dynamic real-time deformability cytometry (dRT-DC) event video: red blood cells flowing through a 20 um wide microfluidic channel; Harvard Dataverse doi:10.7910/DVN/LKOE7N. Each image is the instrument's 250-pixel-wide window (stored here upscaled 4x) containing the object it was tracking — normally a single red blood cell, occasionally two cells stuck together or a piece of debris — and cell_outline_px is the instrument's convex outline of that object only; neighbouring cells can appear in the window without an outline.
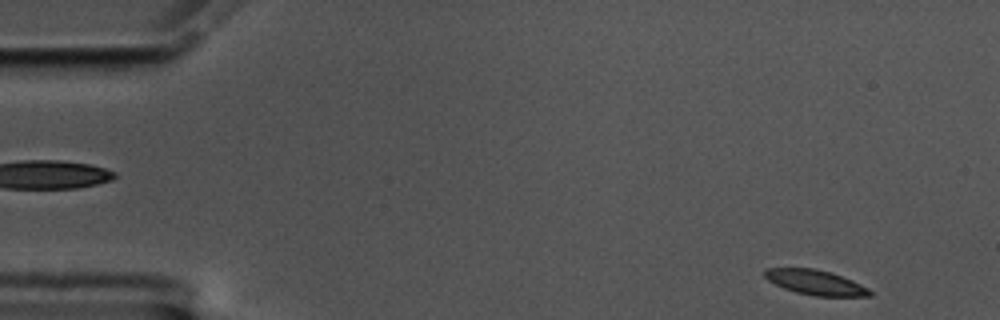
{"species": "common noctule bat (a hibernating species)", "species_latin": "Nyctalus noctula", "temperature_condition": "cold", "stored_images_in_passage": 56, "camera_frame_rate_fps": 3000, "um_per_image_px": 0.085, "animal": {"sex": "male", "body_mass_g": 17.5, "forearm_length_mm": 52.3}, "frame": {"image": 1, "passage_image": 2, "time_ms": 0.333, "image_size_px": [1000, 320], "cell_outline_px": [[872, 296], [816, 296], [796, 292], [784, 288], [768, 280], [764, 276], [764, 268], [812, 268], [832, 272], [852, 280], [868, 288], [872, 292]], "centroid_in_image_um": [69.32, 24.0], "position_along_channel_um": 15.7, "area_um2": 15.2}}
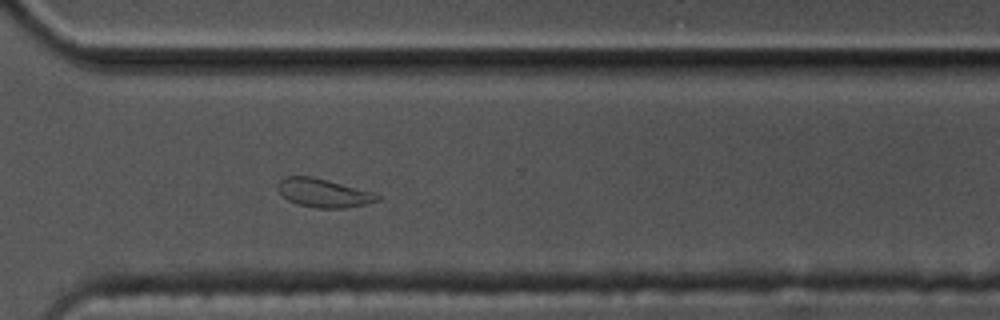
{"frame": {"image": 2, "passage_image": 40, "time_ms": 13.0, "image_size_px": [1000, 320], "cell_outline_px": [[380, 200], [368, 204], [344, 208], [316, 208], [296, 204], [288, 200], [280, 192], [280, 180], [284, 176], [312, 176], [376, 192], [380, 196]], "centroid_in_image_um": [27.57, 16.41], "position_along_channel_um": 343.0, "area_um2": 16.65}}
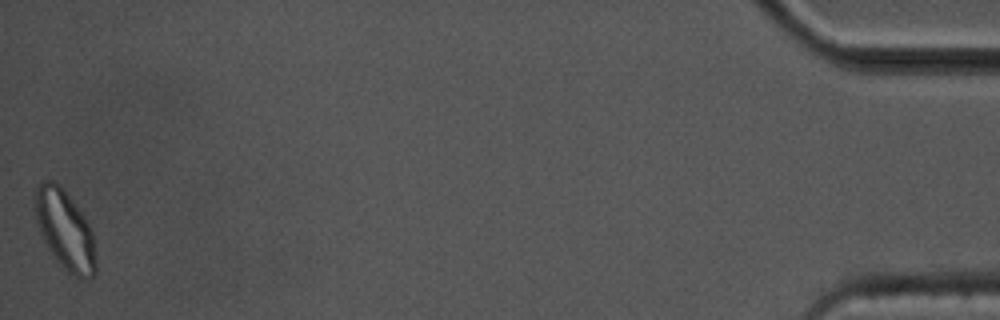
{"frame": {"image": 3, "passage_image": 56, "time_ms": 18.333, "image_size_px": [1000, 320], "cell_outline_px": [[96, 272], [92, 276], [80, 280], [68, 272], [52, 256], [40, 232], [36, 220], [36, 188], [40, 180], [52, 180], [72, 200], [88, 220], [92, 232], [96, 260]], "centroid_in_image_um": [5.54, 19.59], "position_along_channel_um": 429.7, "area_um2": 27.86}, "authors_computed_cell_mechanics": {"area_um2": 16.6464, "velocity_mm_per_s": 3.4212, "shape_relaxation_time_tau1_ms": 6.4459, "shape_relaxation_time_tau2_ms": 1.4032, "deformation_change_tau1": 0.1388, "deformation_change_tau2": 0.0657}}